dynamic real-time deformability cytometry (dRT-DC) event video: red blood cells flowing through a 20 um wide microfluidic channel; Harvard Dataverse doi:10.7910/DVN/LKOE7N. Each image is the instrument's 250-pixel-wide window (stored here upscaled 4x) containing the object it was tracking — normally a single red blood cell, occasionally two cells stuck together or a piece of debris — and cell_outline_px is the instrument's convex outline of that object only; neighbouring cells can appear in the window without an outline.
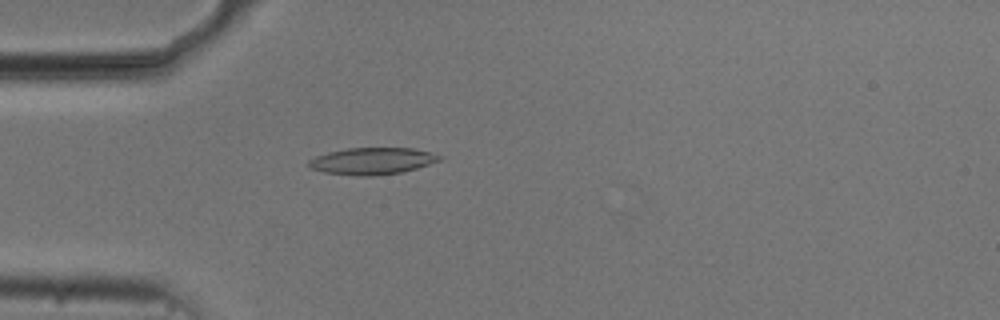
{"species": "common noctule bat (a hibernating species)", "species_latin": "Nyctalus noctula", "temperature_condition": "cold", "stored_images_in_passage": 48, "camera_frame_rate_fps": 3000, "um_per_image_px": 0.085, "animal": {"sex": "male", "body_mass_g": 20.5, "forearm_length_mm": 52.5}, "frame": {"image": 1, "passage_image": 10, "time_ms": 3.0, "image_size_px": [1000, 320], "cell_outline_px": [[444, 160], [416, 168], [400, 172], [372, 176], [360, 176], [324, 172], [308, 168], [308, 160], [316, 156], [328, 152], [348, 148], [412, 148], [444, 156]], "centroid_in_image_um": [31.64, 13.68], "position_along_channel_um": 53.4, "area_um2": 20.46}}
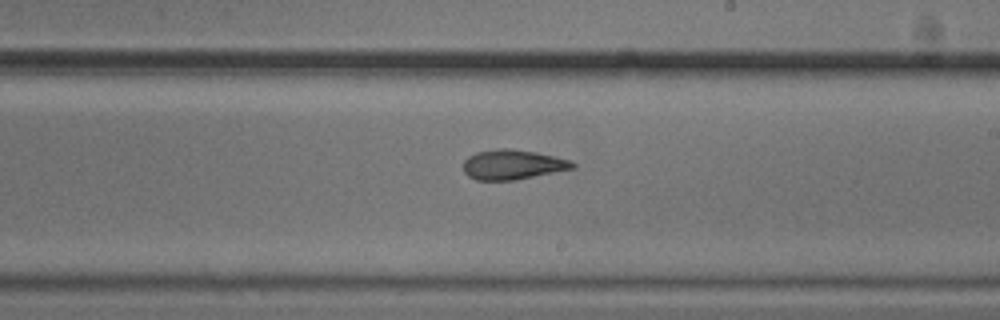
{"frame": {"image": 2, "passage_image": 26, "time_ms": 8.333, "image_size_px": [1000, 320], "cell_outline_px": [[576, 168], [516, 180], [476, 180], [468, 176], [464, 172], [464, 160], [468, 156], [476, 152], [500, 148], [512, 148], [536, 152], [568, 160], [576, 164]], "centroid_in_image_um": [43.56, 13.99], "position_along_channel_um": 245.4, "area_um2": 19.02}}
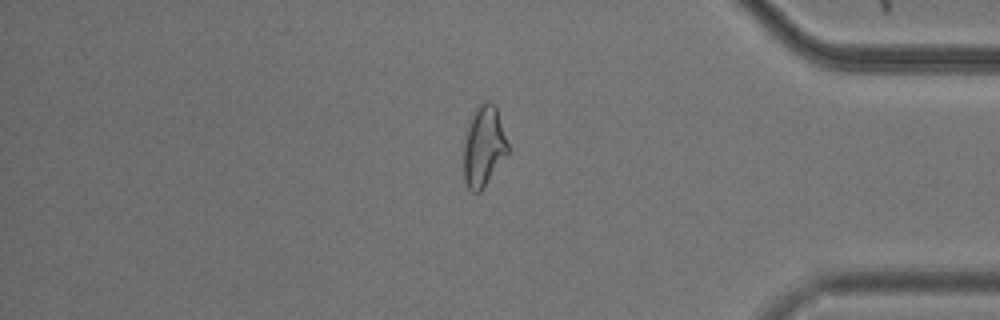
{"frame": {"image": 3, "passage_image": 40, "time_ms": 13.0, "image_size_px": [1000, 320], "cell_outline_px": [[508, 152], [480, 192], [472, 192], [468, 188], [464, 180], [464, 140], [472, 116], [476, 108], [480, 104], [488, 100], [496, 108], [508, 144]], "centroid_in_image_um": [41.1, 12.46], "position_along_channel_um": 394.1, "area_um2": 20.17}, "authors_computed_cell_mechanics": {"area_um2": 19.652, "velocity_mm_per_s": 3.7311, "shape_relaxation_time_tau1_ms": 6.3825, "shape_relaxation_time_tau2_ms": 3.1494, "deformation_change_tau1": 0.1955, "deformation_change_tau2": 0.1159}}